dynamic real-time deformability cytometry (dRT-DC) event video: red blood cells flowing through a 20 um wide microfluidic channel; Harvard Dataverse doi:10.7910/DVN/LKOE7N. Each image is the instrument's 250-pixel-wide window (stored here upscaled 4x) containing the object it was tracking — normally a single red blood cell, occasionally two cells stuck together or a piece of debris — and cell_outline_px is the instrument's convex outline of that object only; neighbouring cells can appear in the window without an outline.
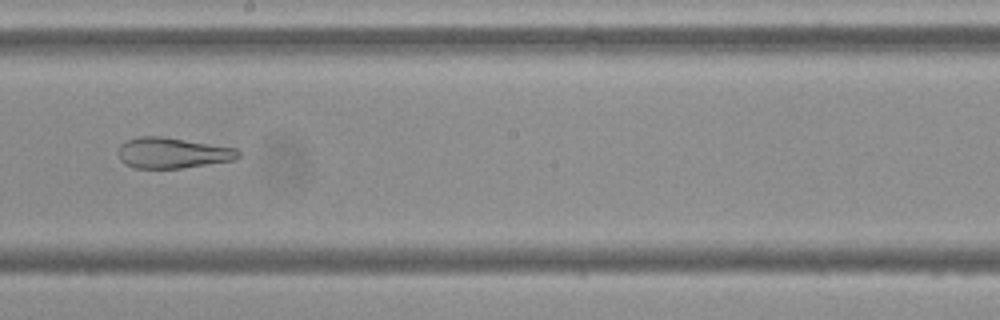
{"species": "Egyptian fruit bat (a non-hibernating species)", "species_latin": "Rousettus aegyptiacus", "temperature_condition": "cold", "stored_images_in_passage": 9, "camera_frame_rate_fps": 3000, "um_per_image_px": 0.085, "frame": {"image": 1, "passage_image": 7, "time_ms": 7.0, "image_size_px": [1000, 320], "cell_outline_px": [[240, 156], [236, 160], [180, 168], [136, 168], [124, 164], [120, 160], [116, 152], [120, 144], [136, 136], [160, 136], [236, 148], [240, 152]], "centroid_in_image_um": [14.62, 13.0], "position_along_channel_um": 233.6, "area_um2": 21.56}}